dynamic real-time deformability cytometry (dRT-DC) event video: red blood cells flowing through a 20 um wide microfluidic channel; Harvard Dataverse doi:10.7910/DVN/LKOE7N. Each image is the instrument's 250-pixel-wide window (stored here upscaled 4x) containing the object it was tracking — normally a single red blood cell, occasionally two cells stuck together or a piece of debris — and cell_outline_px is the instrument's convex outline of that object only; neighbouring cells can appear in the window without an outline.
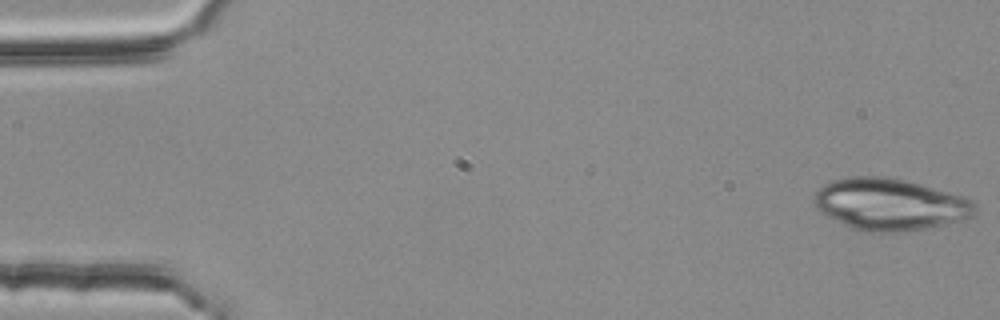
{"species": "common noctule bat (a hibernating species)", "species_latin": "Nyctalus noctula", "temperature_condition": "room temperature", "stored_images_in_passage": 53, "camera_frame_rate_fps": 3000, "um_per_image_px": 0.085, "animal": {"sex": "female", "body_mass_g": 25.1}, "frame": {"image": 1, "passage_image": 1, "time_ms": 0.0, "image_size_px": [1000, 320], "cell_outline_px": [[976, 212], [972, 216], [964, 220], [928, 228], [904, 232], [864, 232], [852, 228], [828, 216], [816, 208], [812, 200], [816, 192], [824, 184], [832, 180], [848, 176], [888, 176], [920, 184], [964, 196], [972, 200], [976, 204]], "centroid_in_image_um": [75.66, 17.37], "position_along_channel_um": 9.3, "area_um2": 48.9}}
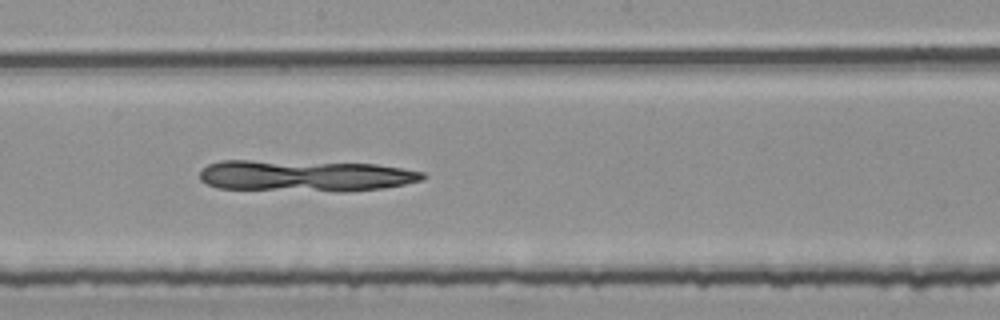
{"frame": {"image": 2, "passage_image": 29, "time_ms": 9.333, "image_size_px": [1000, 320], "cell_outline_px": [[428, 176], [420, 180], [404, 184], [384, 188], [344, 192], [336, 192], [216, 188], [200, 180], [200, 172], [208, 164], [220, 160], [252, 160], [376, 164], [424, 172]], "centroid_in_image_um": [25.92, 14.95], "position_along_channel_um": 222.3, "area_um2": 41.04}}
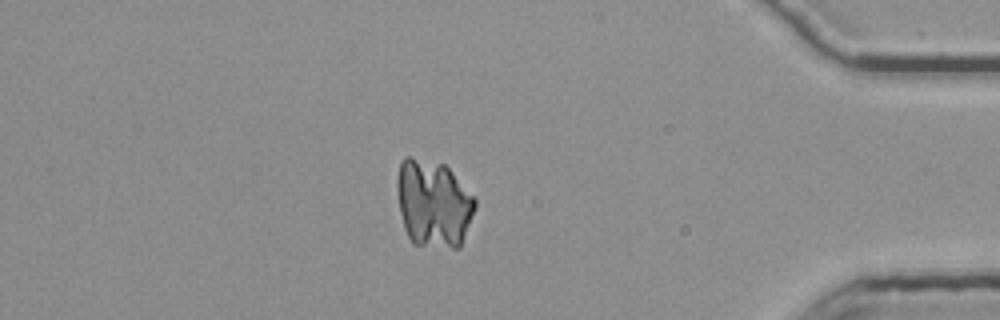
{"frame": {"image": 3, "passage_image": 46, "time_ms": 15.0, "image_size_px": [1000, 320], "cell_outline_px": [[476, 204], [460, 248], [452, 248], [412, 244], [404, 228], [400, 212], [396, 188], [396, 180], [400, 160], [404, 156], [408, 156], [444, 164], [476, 196]], "centroid_in_image_um": [36.82, 17.28], "position_along_channel_um": 398.4, "area_um2": 40.11}}